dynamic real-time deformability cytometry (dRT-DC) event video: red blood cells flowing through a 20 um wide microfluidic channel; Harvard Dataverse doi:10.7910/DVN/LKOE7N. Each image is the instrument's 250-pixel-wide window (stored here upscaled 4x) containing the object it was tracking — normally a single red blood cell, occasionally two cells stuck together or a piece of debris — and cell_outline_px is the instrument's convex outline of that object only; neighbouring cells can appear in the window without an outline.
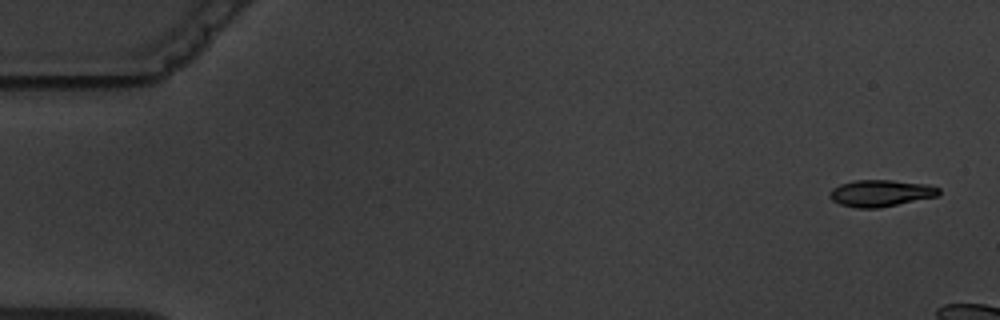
{"species": "common noctule bat (a hibernating species)", "species_latin": "Nyctalus noctula", "temperature_condition": "warm", "stored_images_in_passage": 4, "camera_frame_rate_fps": 3000, "um_per_image_px": 0.085, "animal": {"sex": "male", "body_mass_g": 19.5, "forearm_length_mm": 54.6}, "frame": {"image": 1, "passage_image": 1, "time_ms": 0.0, "image_size_px": [1000, 320], "cell_outline_px": [[940, 192], [936, 196], [880, 208], [856, 208], [840, 204], [832, 200], [828, 196], [828, 192], [832, 188], [840, 184], [856, 180], [892, 180], [928, 184], [940, 188]], "centroid_in_image_um": [74.83, 16.42], "position_along_channel_um": 10.2, "area_um2": 17.05}}